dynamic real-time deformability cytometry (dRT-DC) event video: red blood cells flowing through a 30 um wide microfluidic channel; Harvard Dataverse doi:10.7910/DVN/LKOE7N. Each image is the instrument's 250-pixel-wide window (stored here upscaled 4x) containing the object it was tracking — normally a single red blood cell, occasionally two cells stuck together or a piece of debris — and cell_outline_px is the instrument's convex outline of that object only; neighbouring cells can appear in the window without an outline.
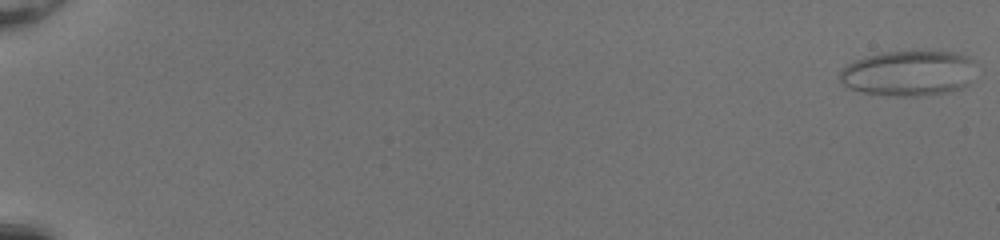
{"species": "common noctule bat (a hibernating species)", "species_latin": "Nyctalus noctula", "temperature_condition": "room temperature", "stored_images_in_passage": 53, "camera_frame_rate_fps": 3000, "um_per_image_px": 0.085, "animal": {"sex": "female", "body_mass_g": 20.0, "forearm_length_mm": 54.0}, "frame": {"image": 1, "passage_image": 1, "time_ms": 0.0, "image_size_px": [1000, 240], "cell_outline_px": [[972, 60], [968, 84], [960, 88], [948, 92], [924, 96], [896, 96], [864, 92], [848, 88], [840, 80], [840, 72], [848, 64], [856, 60], [868, 56], [884, 52], [956, 52], [968, 56]], "centroid_in_image_um": [77.19, 6.24], "position_along_channel_um": 7.8, "area_um2": 35.37}}
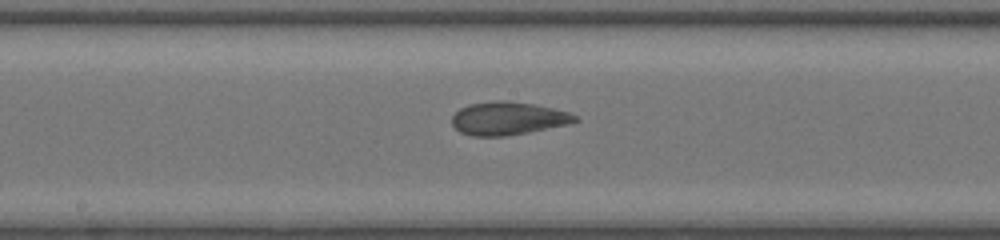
{"frame": {"image": 2, "passage_image": 31, "time_ms": 10.0, "image_size_px": [1000, 240], "cell_outline_px": [[580, 120], [568, 124], [528, 132], [504, 136], [472, 136], [460, 132], [452, 124], [452, 116], [460, 108], [468, 104], [492, 100], [508, 100], [536, 104], [568, 112], [576, 116]], "centroid_in_image_um": [43.16, 10.05], "position_along_channel_um": 205.0, "area_um2": 23.81}}
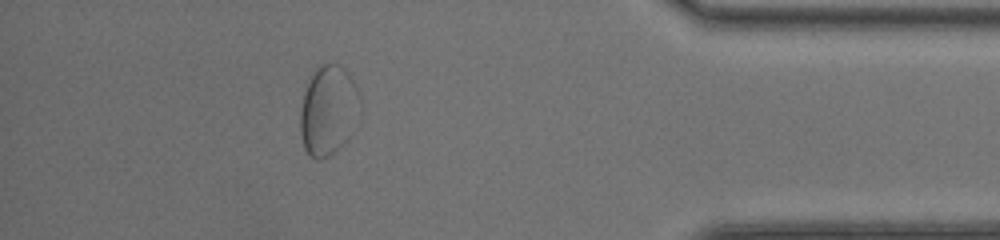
{"frame": {"image": 3, "passage_image": 48, "time_ms": 15.667, "image_size_px": [1000, 240], "cell_outline_px": [[356, 88], [348, 140], [328, 156], [320, 160], [316, 160], [304, 148], [300, 132], [300, 108], [304, 92], [312, 72], [320, 64], [336, 64], [344, 68], [348, 72]], "centroid_in_image_um": [27.77, 9.38], "position_along_channel_um": 407.4, "area_um2": 29.71}}